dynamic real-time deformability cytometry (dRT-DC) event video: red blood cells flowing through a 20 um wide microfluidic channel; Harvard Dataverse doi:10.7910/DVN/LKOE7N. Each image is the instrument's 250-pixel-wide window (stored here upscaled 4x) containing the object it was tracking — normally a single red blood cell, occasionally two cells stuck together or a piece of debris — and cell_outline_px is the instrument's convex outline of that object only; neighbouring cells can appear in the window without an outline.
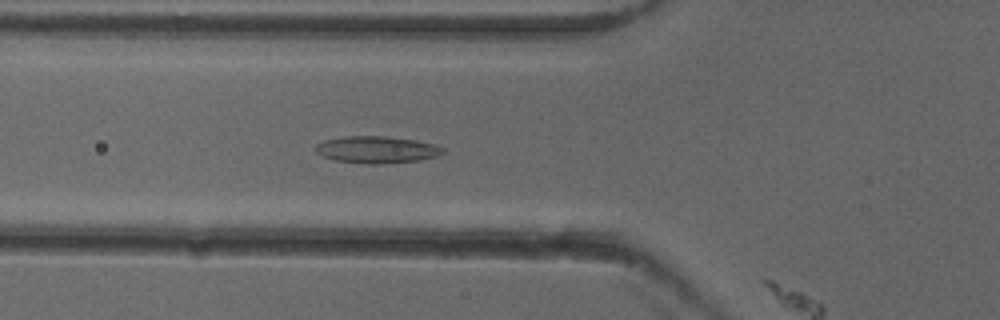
{"species": "common noctule bat (a hibernating species)", "species_latin": "Nyctalus noctula", "temperature_condition": "cold", "stored_images_in_passage": 9, "camera_frame_rate_fps": 3000, "um_per_image_px": 0.085, "animal": {"sex": "female"}, "frame": {"image": 1, "passage_image": 8, "time_ms": 2.333, "image_size_px": [1000, 320], "cell_outline_px": [[444, 152], [436, 156], [416, 160], [380, 164], [368, 164], [332, 160], [316, 152], [316, 144], [324, 140], [344, 136], [384, 136], [416, 140], [436, 144], [444, 148]], "centroid_in_image_um": [32.01, 12.71], "position_along_channel_um": 93.8, "area_um2": 19.94}}